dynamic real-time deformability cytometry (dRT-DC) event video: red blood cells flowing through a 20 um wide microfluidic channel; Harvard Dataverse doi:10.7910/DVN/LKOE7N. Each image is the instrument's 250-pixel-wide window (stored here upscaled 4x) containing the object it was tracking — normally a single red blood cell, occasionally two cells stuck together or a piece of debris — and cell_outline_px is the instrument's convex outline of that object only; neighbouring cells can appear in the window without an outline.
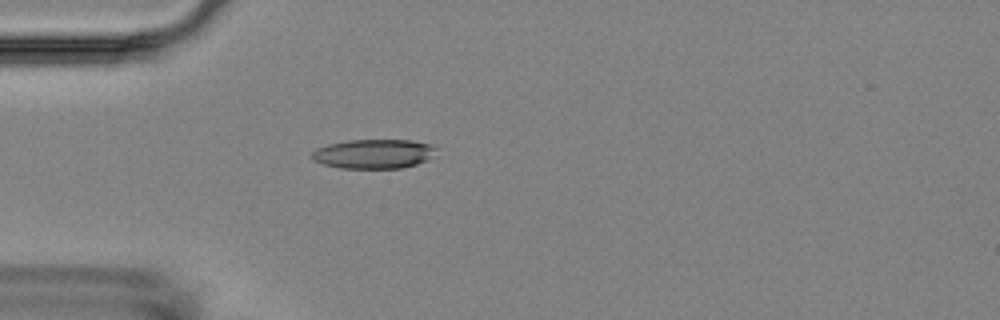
{"species": "Egyptian fruit bat (a non-hibernating species)", "species_latin": "Rousettus aegyptiacus", "temperature_condition": "room temperature", "stored_images_in_passage": 2, "camera_frame_rate_fps": 3000, "um_per_image_px": 0.085, "animal": {"sex": "female"}, "frame": {"image": 1, "passage_image": 2, "time_ms": 1.333, "image_size_px": [1000, 320], "cell_outline_px": [[436, 148], [428, 160], [416, 164], [400, 168], [340, 168], [324, 164], [316, 160], [312, 156], [312, 152], [316, 148], [328, 144], [348, 140], [412, 140], [432, 144]], "centroid_in_image_um": [31.77, 13.07], "position_along_channel_um": 53.2, "area_um2": 21.1}}